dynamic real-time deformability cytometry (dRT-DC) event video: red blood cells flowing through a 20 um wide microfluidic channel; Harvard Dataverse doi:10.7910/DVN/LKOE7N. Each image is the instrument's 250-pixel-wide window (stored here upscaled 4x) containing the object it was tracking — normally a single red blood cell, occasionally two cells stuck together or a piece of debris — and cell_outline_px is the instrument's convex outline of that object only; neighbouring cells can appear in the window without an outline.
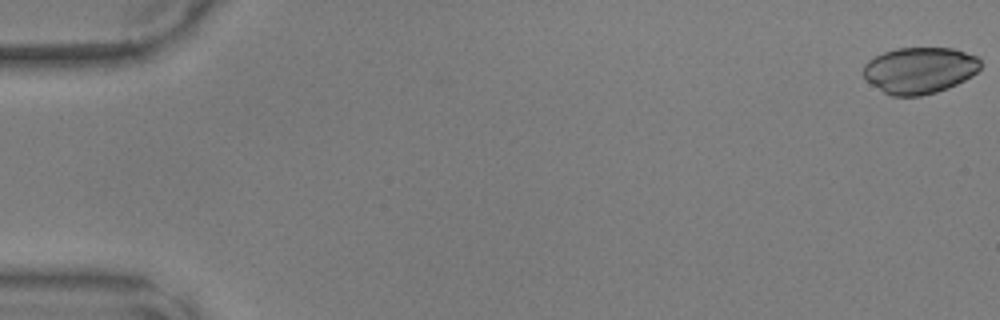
{"species": "common noctule bat (a hibernating species)", "species_latin": "Nyctalus noctula", "temperature_condition": "warm", "stored_images_in_passage": 49, "camera_frame_rate_fps": 3000, "um_per_image_px": 0.085, "animal": {"sex": "male", "body_mass_g": 17.9, "forearm_length_mm": 54.2}, "frame": {"image": 1, "passage_image": 1, "time_ms": 0.0, "image_size_px": [1000, 320], "cell_outline_px": [[980, 68], [972, 76], [948, 88], [936, 92], [920, 96], [892, 96], [884, 92], [864, 80], [860, 72], [864, 64], [868, 60], [884, 52], [896, 48], [952, 48], [976, 56], [980, 60]], "centroid_in_image_um": [78.11, 5.98], "position_along_channel_um": 6.9, "area_um2": 31.85}}